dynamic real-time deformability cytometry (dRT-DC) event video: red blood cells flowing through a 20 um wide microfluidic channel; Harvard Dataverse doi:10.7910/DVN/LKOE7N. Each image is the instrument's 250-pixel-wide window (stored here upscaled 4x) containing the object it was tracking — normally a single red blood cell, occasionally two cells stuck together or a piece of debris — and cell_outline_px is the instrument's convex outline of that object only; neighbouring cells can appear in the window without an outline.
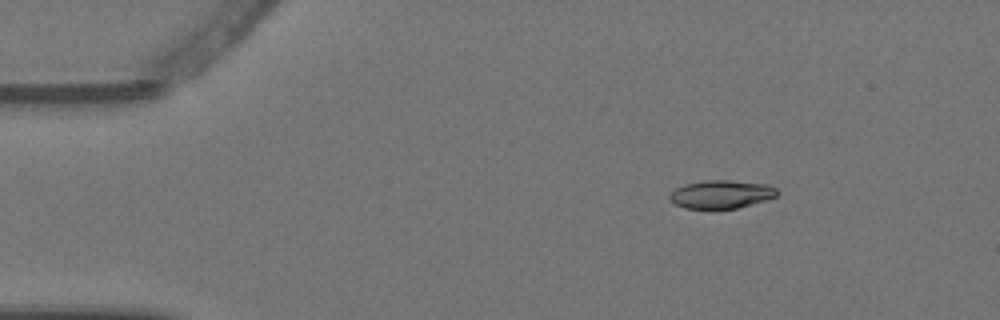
{"species": "Egyptian fruit bat (a non-hibernating species)", "species_latin": "Rousettus aegyptiacus", "temperature_condition": "warm", "stored_images_in_passage": 3, "camera_frame_rate_fps": 3000, "um_per_image_px": 0.085, "animal": {"sex": "female"}, "frame": {"image": 1, "passage_image": 1, "time_ms": 0.0, "image_size_px": [1000, 320], "cell_outline_px": [[780, 192], [776, 196], [768, 200], [736, 208], [716, 212], [712, 212], [684, 208], [668, 200], [668, 196], [676, 188], [684, 184], [708, 180], [728, 180], [768, 184], [776, 188]], "centroid_in_image_um": [61.29, 16.56], "position_along_channel_um": 23.7, "area_um2": 18.5}}
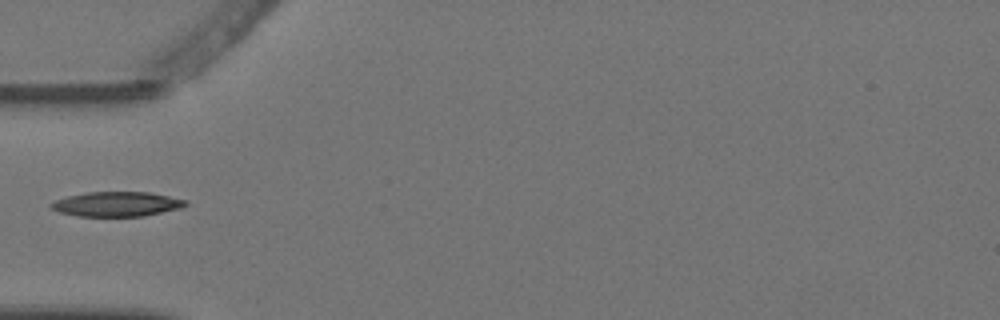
{"frame": {"image": 2, "passage_image": 3, "time_ms": 0.667, "image_size_px": [1000, 320], "cell_outline_px": [[188, 204], [184, 208], [144, 216], [76, 216], [60, 212], [52, 208], [48, 204], [56, 200], [68, 196], [84, 192], [148, 192], [188, 200]], "centroid_in_image_um": [9.97, 17.35], "position_along_channel_um": 75.0, "area_um2": 19.48}}